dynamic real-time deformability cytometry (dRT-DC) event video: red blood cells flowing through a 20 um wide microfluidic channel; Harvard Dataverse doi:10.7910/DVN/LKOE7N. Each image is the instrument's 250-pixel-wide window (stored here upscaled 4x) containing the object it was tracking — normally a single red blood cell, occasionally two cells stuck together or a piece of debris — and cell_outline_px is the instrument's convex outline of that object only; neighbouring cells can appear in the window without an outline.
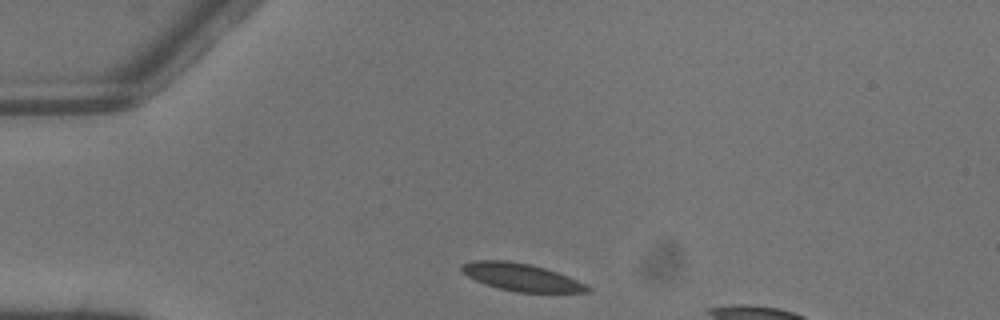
{"species": "common noctule bat (a hibernating species)", "species_latin": "Nyctalus noctula", "temperature_condition": "warm", "stored_images_in_passage": 3, "segment_of_instrument_passage": [1, 2], "camera_frame_rate_fps": 3000, "um_per_image_px": 0.085, "animal": {"sex": "male", "body_mass_g": 13.3}, "frame": {"image": 1, "passage_image": 1, "time_ms": 0.0, "image_size_px": [1000, 320], "cell_outline_px": [[592, 292], [516, 292], [484, 284], [468, 276], [460, 268], [460, 264], [472, 260], [508, 260], [532, 264], [568, 276], [592, 288]], "centroid_in_image_um": [44.29, 23.54], "position_along_channel_um": 40.7, "area_um2": 20.11}}